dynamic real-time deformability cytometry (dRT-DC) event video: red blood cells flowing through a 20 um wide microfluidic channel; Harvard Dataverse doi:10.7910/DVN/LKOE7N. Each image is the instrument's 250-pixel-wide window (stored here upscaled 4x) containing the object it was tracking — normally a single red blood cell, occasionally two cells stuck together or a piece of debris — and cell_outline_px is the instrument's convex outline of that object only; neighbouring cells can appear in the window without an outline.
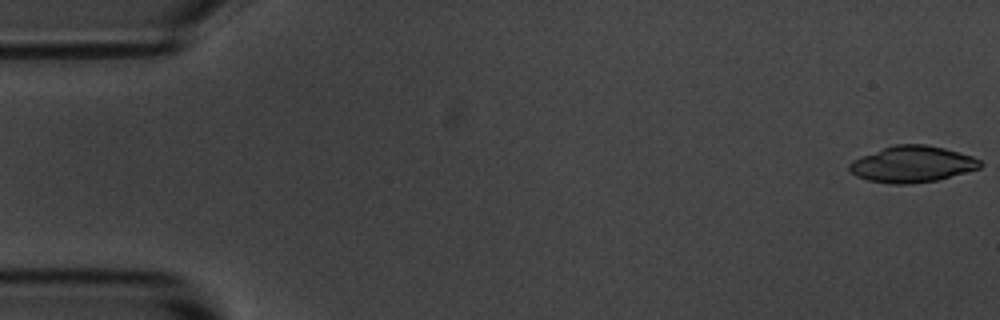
{"species": "common noctule bat (a hibernating species)", "species_latin": "Nyctalus noctula", "temperature_condition": "room temperature", "stored_images_in_passage": 5, "camera_frame_rate_fps": 3000, "um_per_image_px": 0.085, "animal": {"sex": "male", "body_mass_g": 20.1, "forearm_length_mm": 53.5}, "frame": {"image": 1, "passage_image": 1, "time_ms": 0.0, "image_size_px": [1000, 320], "cell_outline_px": [[984, 164], [980, 168], [936, 180], [908, 184], [892, 184], [868, 180], [856, 176], [848, 168], [848, 164], [852, 160], [892, 144], [924, 144], [944, 148], [972, 156], [980, 160]], "centroid_in_image_um": [77.52, 13.95], "position_along_channel_um": 7.5, "area_um2": 27.57}}